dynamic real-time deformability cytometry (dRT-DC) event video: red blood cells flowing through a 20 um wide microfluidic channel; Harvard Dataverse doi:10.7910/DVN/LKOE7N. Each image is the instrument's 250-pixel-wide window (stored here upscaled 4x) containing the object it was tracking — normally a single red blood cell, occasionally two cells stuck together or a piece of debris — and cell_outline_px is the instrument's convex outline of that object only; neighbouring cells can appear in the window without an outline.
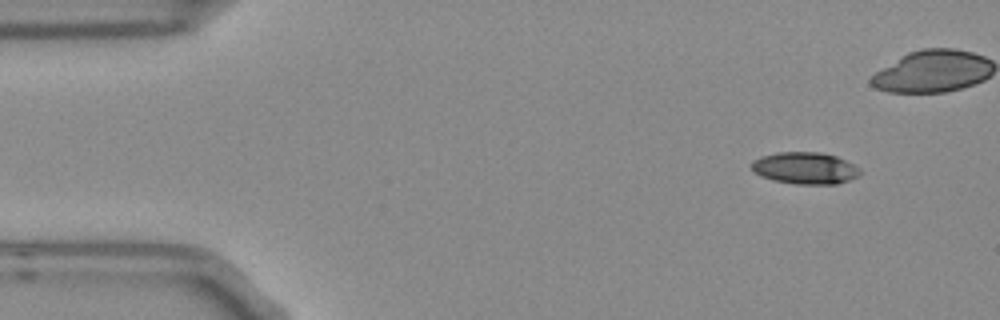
{"species": "Egyptian fruit bat (a non-hibernating species)", "species_latin": "Rousettus aegyptiacus", "temperature_condition": "room temperature", "stored_images_in_passage": 8, "camera_frame_rate_fps": 3000, "um_per_image_px": 0.085, "frame": {"image": 1, "passage_image": 1, "time_ms": 0.0, "image_size_px": [1000, 320], "cell_outline_px": [[860, 172], [856, 176], [848, 180], [836, 184], [796, 184], [772, 180], [760, 176], [752, 168], [752, 160], [760, 156], [776, 152], [820, 152], [836, 156], [860, 168]], "centroid_in_image_um": [68.39, 14.28], "position_along_channel_um": 16.6, "area_um2": 20.06}}